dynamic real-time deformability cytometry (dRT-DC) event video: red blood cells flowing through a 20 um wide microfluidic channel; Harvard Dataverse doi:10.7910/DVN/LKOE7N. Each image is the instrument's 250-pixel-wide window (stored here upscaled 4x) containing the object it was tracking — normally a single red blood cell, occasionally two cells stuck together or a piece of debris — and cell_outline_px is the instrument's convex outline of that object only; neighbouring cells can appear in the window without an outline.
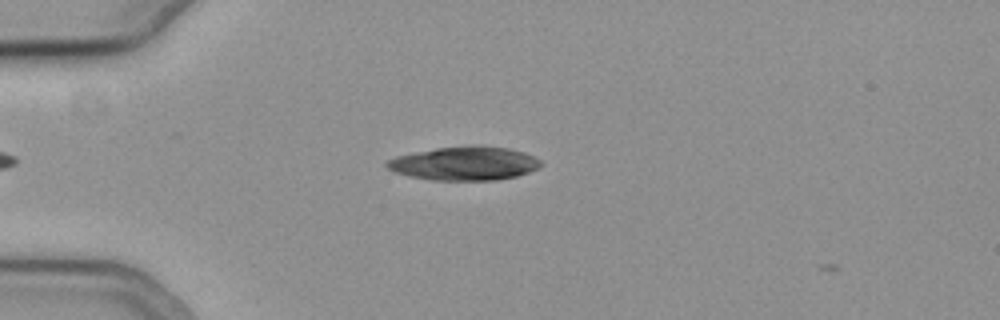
{"species": "common noctule bat (a hibernating species)", "species_latin": "Nyctalus noctula", "temperature_condition": "cold", "stored_images_in_passage": 3, "camera_frame_rate_fps": 3000, "um_per_image_px": 0.085, "animal": {"sex": "female", "body_mass_g": 19.3, "forearm_length_mm": 54.1}, "frame": {"image": 1, "passage_image": 2, "time_ms": 0.333, "image_size_px": [1000, 320], "cell_outline_px": [[544, 164], [528, 172], [516, 176], [496, 180], [432, 180], [408, 176], [392, 172], [384, 164], [388, 160], [396, 156], [436, 148], [508, 148], [524, 152], [540, 160]], "centroid_in_image_um": [39.43, 13.93], "position_along_channel_um": 45.6, "area_um2": 29.36}}